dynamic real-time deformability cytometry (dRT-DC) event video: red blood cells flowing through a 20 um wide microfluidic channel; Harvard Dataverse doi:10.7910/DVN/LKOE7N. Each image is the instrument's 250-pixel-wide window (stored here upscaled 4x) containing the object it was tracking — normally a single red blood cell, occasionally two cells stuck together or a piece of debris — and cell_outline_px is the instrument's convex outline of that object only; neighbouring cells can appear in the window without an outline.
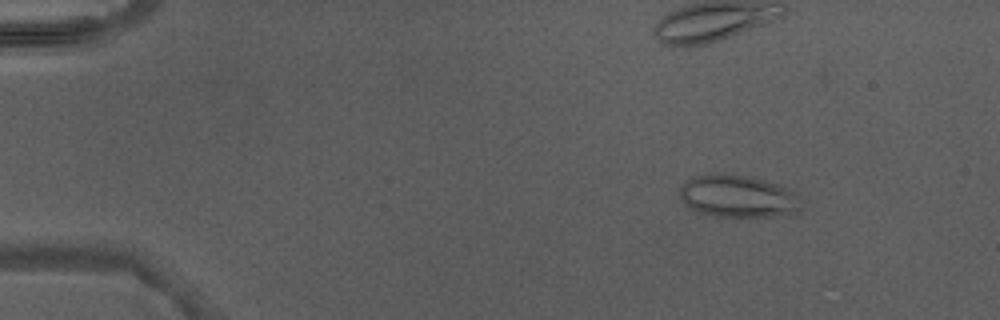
{"species": "Egyptian fruit bat (a non-hibernating species)", "species_latin": "Rousettus aegyptiacus", "temperature_condition": "warm", "stored_images_in_passage": 5, "camera_frame_rate_fps": 3000, "um_per_image_px": 0.085, "animal": {"sex": "male"}, "frame": {"image": 1, "passage_image": 2, "time_ms": 1.333, "image_size_px": [1000, 320], "cell_outline_px": [[800, 208], [796, 212], [776, 216], [716, 216], [700, 212], [688, 208], [680, 196], [680, 184], [692, 176], [744, 176], [760, 180], [784, 188], [792, 192]], "centroid_in_image_um": [62.62, 16.72], "position_along_channel_um": 22.4, "area_um2": 28.5}}